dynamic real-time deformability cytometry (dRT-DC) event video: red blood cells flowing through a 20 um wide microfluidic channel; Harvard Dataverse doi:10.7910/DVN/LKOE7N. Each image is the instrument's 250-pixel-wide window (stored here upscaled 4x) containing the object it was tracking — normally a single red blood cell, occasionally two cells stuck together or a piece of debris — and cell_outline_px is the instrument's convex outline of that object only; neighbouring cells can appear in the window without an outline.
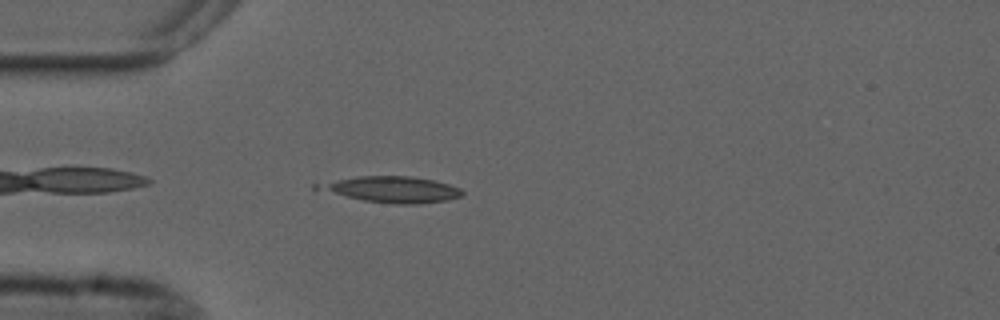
{"species": "common noctule bat (a hibernating species)", "species_latin": "Nyctalus noctula", "temperature_condition": "cold", "stored_images_in_passage": 36, "camera_frame_rate_fps": 3000, "um_per_image_px": 0.085, "animal": {"sex": "male", "forearm_length_mm": 52.5}, "frame": {"image": 1, "passage_image": 2, "time_ms": 0.333, "image_size_px": [1000, 320], "cell_outline_px": [[464, 192], [460, 196], [448, 200], [420, 204], [396, 204], [364, 200], [348, 196], [336, 192], [328, 188], [328, 184], [336, 180], [360, 176], [412, 176], [432, 180], [448, 184], [460, 188]], "centroid_in_image_um": [33.63, 16.11], "position_along_channel_um": 51.4, "area_um2": 20.52}}
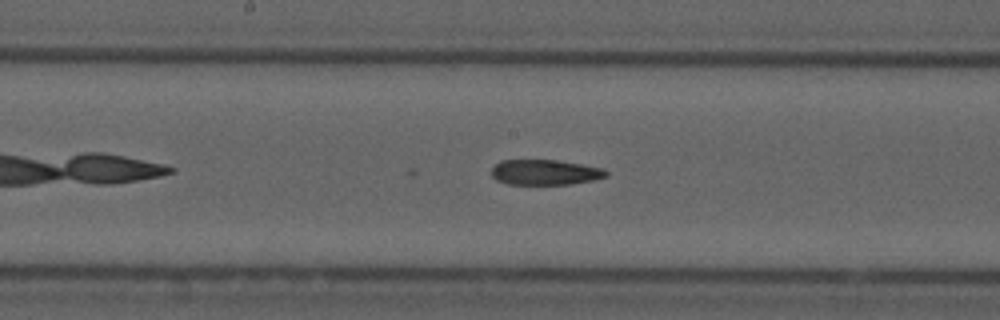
{"frame": {"image": 2, "passage_image": 15, "time_ms": 4.667, "image_size_px": [1000, 320], "cell_outline_px": [[608, 176], [596, 180], [568, 184], [508, 184], [496, 180], [492, 176], [492, 168], [500, 160], [560, 160], [604, 168], [608, 172]], "centroid_in_image_um": [46.36, 14.64], "position_along_channel_um": 201.8, "area_um2": 17.05}}
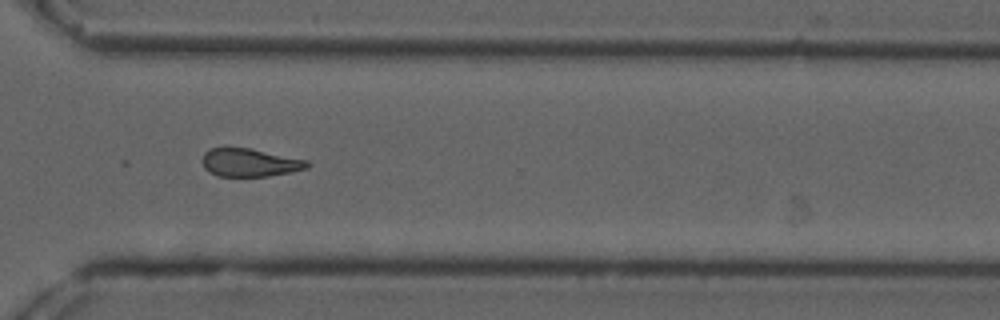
{"frame": {"image": 3, "passage_image": 27, "time_ms": 8.667, "image_size_px": [1000, 320], "cell_outline_px": [[312, 164], [308, 168], [292, 172], [268, 176], [216, 176], [208, 172], [204, 168], [200, 160], [204, 152], [208, 148], [224, 144], [252, 148], [308, 160]], "centroid_in_image_um": [21.16, 13.77], "position_along_channel_um": 349.4, "area_um2": 18.21}}